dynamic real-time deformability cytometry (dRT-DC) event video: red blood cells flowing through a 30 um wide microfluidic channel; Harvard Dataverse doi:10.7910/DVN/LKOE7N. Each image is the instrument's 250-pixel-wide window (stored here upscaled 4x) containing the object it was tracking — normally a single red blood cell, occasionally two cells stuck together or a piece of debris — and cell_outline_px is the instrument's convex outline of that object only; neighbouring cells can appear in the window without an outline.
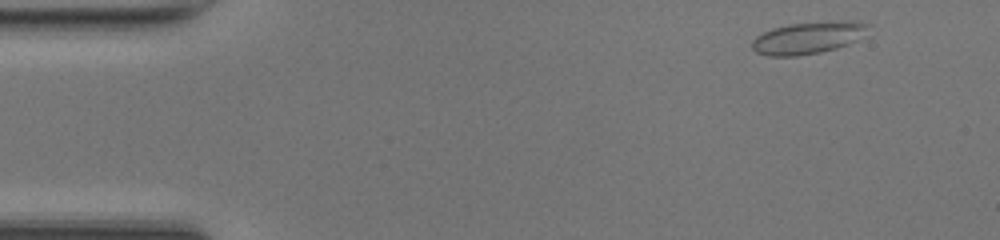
{"species": "common noctule bat (a hibernating species)", "species_latin": "Nyctalus noctula", "temperature_condition": "room temperature", "stored_images_in_passage": 47, "camera_frame_rate_fps": 3000, "um_per_image_px": 0.085, "animal": {"sex": "female", "body_mass_g": 17.0, "forearm_length_mm": 48.0}, "frame": {"image": 1, "passage_image": 3, "time_ms": 0.667, "image_size_px": [1000, 240], "cell_outline_px": [[872, 24], [868, 36], [848, 44], [836, 48], [820, 52], [796, 56], [768, 56], [756, 52], [752, 48], [752, 40], [756, 36], [772, 28], [788, 24], [844, 20], [856, 20]], "centroid_in_image_um": [68.8, 3.19], "position_along_channel_um": 16.2, "area_um2": 22.25}}
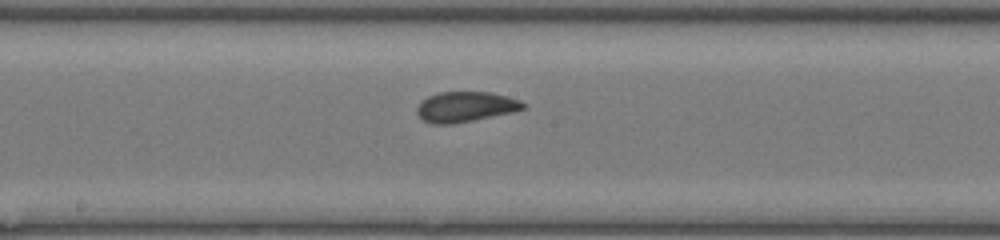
{"frame": {"image": 2, "passage_image": 24, "time_ms": 7.667, "image_size_px": [1000, 240], "cell_outline_px": [[528, 104], [524, 108], [512, 112], [452, 124], [432, 124], [424, 120], [416, 112], [416, 108], [420, 100], [428, 96], [440, 92], [488, 92], [508, 96], [520, 100]], "centroid_in_image_um": [39.55, 9.07], "position_along_channel_um": 208.6, "area_um2": 18.73}}
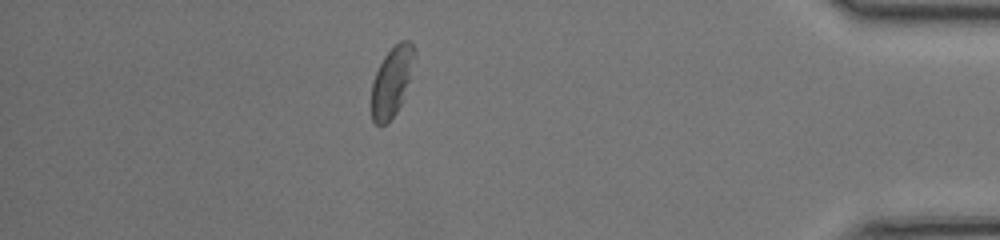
{"frame": {"image": 3, "passage_image": 41, "time_ms": 13.333, "image_size_px": [1000, 240], "cell_outline_px": [[416, 56], [400, 104], [396, 112], [380, 128], [372, 120], [372, 80], [384, 56], [400, 40], [408, 40], [412, 44], [416, 52]], "centroid_in_image_um": [33.29, 6.91], "position_along_channel_um": 401.9, "area_um2": 17.05}, "authors_computed_cell_mechanics": {"area_um2": 19.1896, "velocity_mm_per_s": 4.238, "shape_relaxation_time_tau1_ms": 7.5423, "shape_relaxation_time_tau2_ms": 0.7107, "deformation_change_tau1": 0.1477, "deformation_change_tau2": 0.0383}}